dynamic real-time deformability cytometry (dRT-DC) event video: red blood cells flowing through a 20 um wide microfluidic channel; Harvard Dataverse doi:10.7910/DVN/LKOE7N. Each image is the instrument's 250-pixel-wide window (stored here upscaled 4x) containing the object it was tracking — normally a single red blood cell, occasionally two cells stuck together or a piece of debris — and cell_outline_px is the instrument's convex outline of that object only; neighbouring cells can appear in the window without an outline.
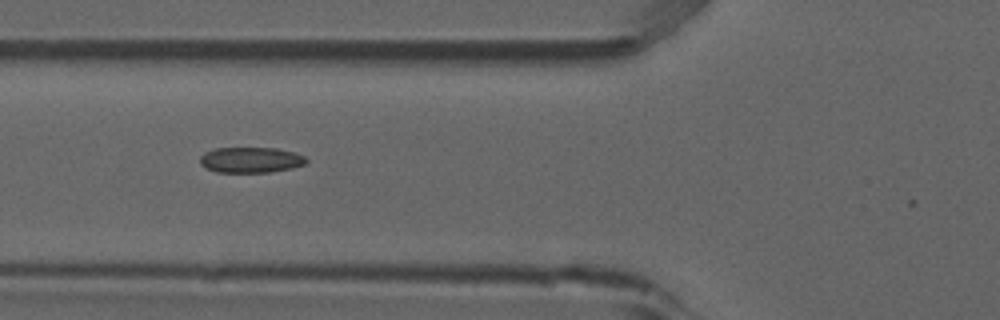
{"species": "common noctule bat (a hibernating species)", "species_latin": "Nyctalus noctula", "temperature_condition": "room temperature", "stored_images_in_passage": 7, "camera_frame_rate_fps": 3000, "um_per_image_px": 0.085, "animal": {"sex": "male", "forearm_length_mm": 52.5}, "frame": {"image": 1, "passage_image": 5, "time_ms": 1.333, "image_size_px": [1000, 320], "cell_outline_px": [[308, 160], [304, 164], [292, 168], [268, 172], [216, 172], [200, 164], [200, 156], [204, 152], [216, 148], [276, 148], [292, 152], [304, 156]], "centroid_in_image_um": [21.29, 13.59], "position_along_channel_um": 104.5, "area_um2": 15.72}}
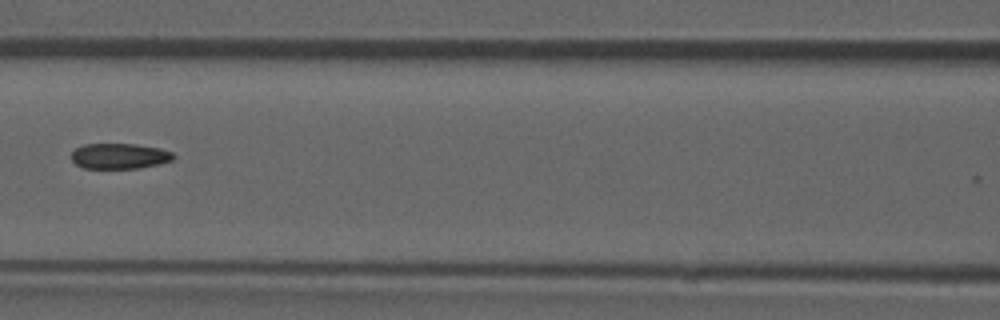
{"frame": {"image": 2, "passage_image": 6, "time_ms": 1.667, "image_size_px": [1000, 320], "cell_outline_px": [[176, 156], [172, 160], [140, 168], [84, 168], [76, 164], [72, 160], [72, 152], [76, 148], [84, 144], [136, 144], [160, 148], [172, 152]], "centroid_in_image_um": [10.16, 13.26], "position_along_channel_um": 156.4, "area_um2": 15.09}}